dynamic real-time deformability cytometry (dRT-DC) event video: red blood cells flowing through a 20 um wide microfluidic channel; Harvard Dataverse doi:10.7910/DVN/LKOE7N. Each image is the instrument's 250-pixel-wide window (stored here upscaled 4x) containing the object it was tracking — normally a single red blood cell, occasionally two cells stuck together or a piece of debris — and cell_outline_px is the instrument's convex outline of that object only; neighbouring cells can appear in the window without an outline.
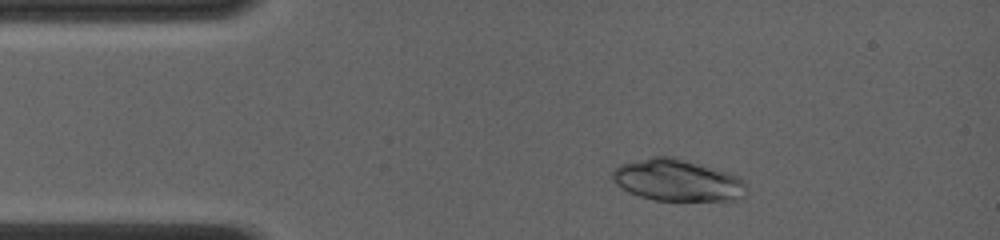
{"species": "common noctule bat (a hibernating species)", "species_latin": "Nyctalus noctula", "temperature_condition": "room temperature", "stored_images_in_passage": 8, "camera_frame_rate_fps": 4000, "um_per_image_px": 0.085, "animal": {"sex": "female", "body_mass_g": 19.0, "forearm_length_mm": 56.7}, "frame": {"image": 1, "passage_image": 3, "time_ms": 1.5, "image_size_px": [1000, 240], "cell_outline_px": [[744, 196], [736, 200], [656, 200], [640, 196], [628, 192], [616, 184], [612, 180], [612, 172], [620, 164], [652, 156], [676, 156], [728, 172], [736, 176], [744, 184]], "centroid_in_image_um": [57.53, 15.3], "position_along_channel_um": 27.5, "area_um2": 32.48}}